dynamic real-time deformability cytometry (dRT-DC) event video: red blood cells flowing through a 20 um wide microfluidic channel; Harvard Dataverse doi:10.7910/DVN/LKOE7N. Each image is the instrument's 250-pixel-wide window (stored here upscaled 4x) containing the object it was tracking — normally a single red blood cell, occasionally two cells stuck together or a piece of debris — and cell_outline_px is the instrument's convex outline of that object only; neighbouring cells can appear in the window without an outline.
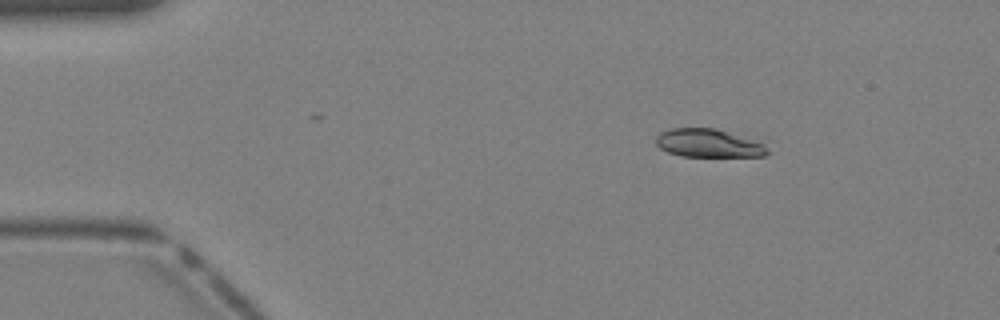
{"species": "Egyptian fruit bat (a non-hibernating species)", "species_latin": "Rousettus aegyptiacus", "temperature_condition": "warm", "stored_images_in_passage": 40, "camera_frame_rate_fps": 3000, "um_per_image_px": 0.085, "animal": {"sex": "female"}, "frame": {"image": 1, "passage_image": 6, "time_ms": 1.667, "image_size_px": [1000, 320], "cell_outline_px": [[772, 152], [764, 156], [680, 156], [668, 152], [660, 148], [656, 144], [656, 136], [660, 132], [672, 128], [716, 128], [764, 144]], "centroid_in_image_um": [60.21, 12.18], "position_along_channel_um": 24.8, "area_um2": 18.26}}
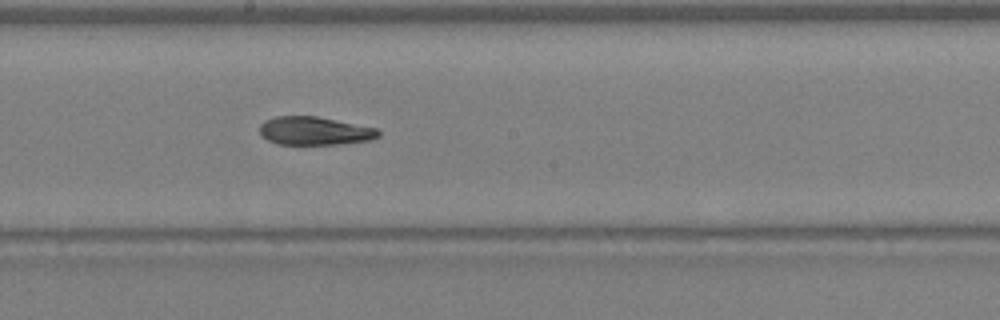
{"frame": {"image": 2, "passage_image": 22, "time_ms": 7.0, "image_size_px": [1000, 320], "cell_outline_px": [[380, 136], [372, 140], [336, 144], [276, 144], [268, 140], [260, 132], [260, 124], [276, 116], [316, 116], [376, 128], [380, 132]], "centroid_in_image_um": [26.76, 11.13], "position_along_channel_um": 221.4, "area_um2": 19.36}}
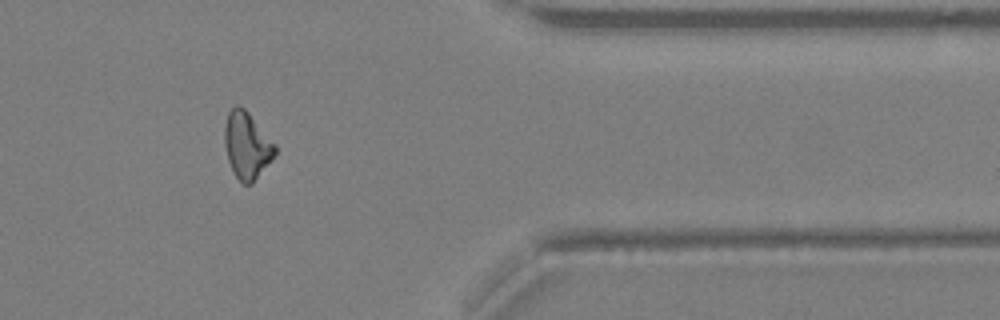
{"frame": {"image": 3, "passage_image": 33, "time_ms": 10.667, "image_size_px": [1000, 320], "cell_outline_px": [[276, 152], [252, 184], [244, 184], [232, 172], [228, 160], [224, 144], [224, 124], [228, 112], [236, 104], [244, 108], [248, 112], [276, 144]], "centroid_in_image_um": [20.96, 12.34], "position_along_channel_um": 390.4, "area_um2": 19.54}}